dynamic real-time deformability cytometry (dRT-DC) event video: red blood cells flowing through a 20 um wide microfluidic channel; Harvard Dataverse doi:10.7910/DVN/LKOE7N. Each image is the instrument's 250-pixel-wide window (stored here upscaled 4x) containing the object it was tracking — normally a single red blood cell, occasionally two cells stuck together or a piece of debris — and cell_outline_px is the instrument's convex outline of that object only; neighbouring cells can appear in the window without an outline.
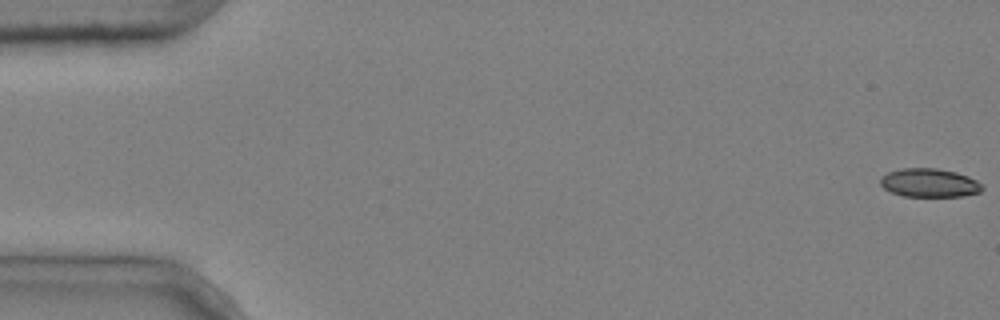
{"species": "common noctule bat (a hibernating species)", "species_latin": "Nyctalus noctula", "temperature_condition": "cold", "stored_images_in_passage": 5, "camera_frame_rate_fps": 3000, "um_per_image_px": 0.085, "animal": {"sex": "male", "body_mass_g": 20.4}, "frame": {"image": 1, "passage_image": 1, "time_ms": 0.0, "image_size_px": [1000, 320], "cell_outline_px": [[984, 188], [980, 192], [964, 196], [904, 196], [892, 192], [884, 188], [880, 184], [880, 176], [888, 172], [900, 168], [936, 168], [956, 172], [968, 176], [976, 180]], "centroid_in_image_um": [78.98, 15.53], "position_along_channel_um": 6.0, "area_um2": 16.99}}
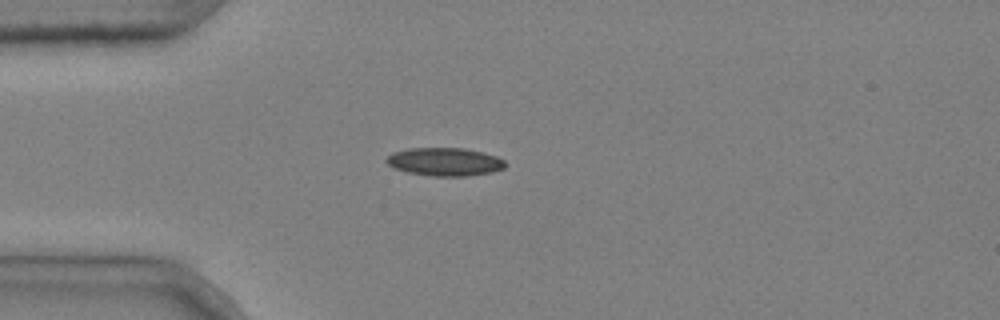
{"frame": {"image": 2, "passage_image": 5, "time_ms": 1.333, "image_size_px": [1000, 320], "cell_outline_px": [[504, 168], [492, 172], [468, 176], [432, 176], [408, 172], [396, 168], [388, 164], [384, 160], [392, 152], [412, 148], [464, 148], [496, 156], [504, 160]], "centroid_in_image_um": [37.79, 13.75], "position_along_channel_um": 47.2, "area_um2": 19.31}}